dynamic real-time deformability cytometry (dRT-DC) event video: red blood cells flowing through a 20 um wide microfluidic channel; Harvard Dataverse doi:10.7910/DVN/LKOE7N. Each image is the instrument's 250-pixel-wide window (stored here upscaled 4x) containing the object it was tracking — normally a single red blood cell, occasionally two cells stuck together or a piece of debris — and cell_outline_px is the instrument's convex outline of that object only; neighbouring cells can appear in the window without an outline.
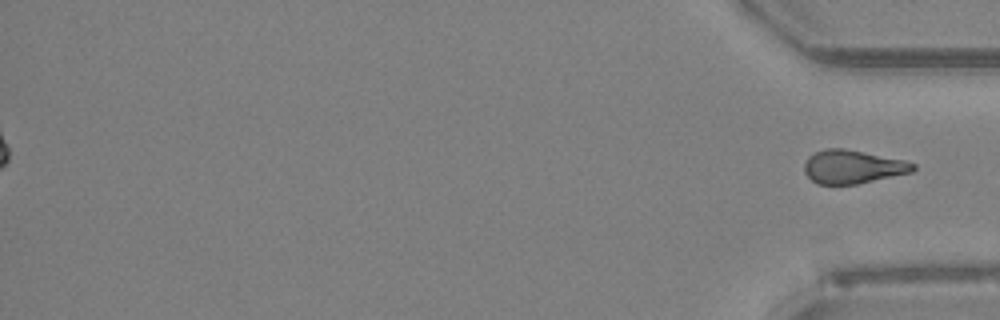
{"species": "Egyptian fruit bat (a non-hibernating species)", "species_latin": "Rousettus aegyptiacus", "temperature_condition": "room temperature", "stored_images_in_passage": 37, "segment_of_instrument_passage": [2, 2], "camera_frame_rate_fps": 3000, "um_per_image_px": 0.085, "animal": {"sex": "female"}, "frame": {"image": 1, "passage_image": 37, "time_ms": 12.0, "image_size_px": [1000, 320], "cell_outline_px": [[916, 168], [912, 172], [856, 184], [816, 184], [804, 172], [804, 164], [808, 156], [824, 148], [844, 148], [904, 160], [916, 164]], "centroid_in_image_um": [72.46, 14.17], "position_along_channel_um": 362.7, "area_um2": 21.15}}